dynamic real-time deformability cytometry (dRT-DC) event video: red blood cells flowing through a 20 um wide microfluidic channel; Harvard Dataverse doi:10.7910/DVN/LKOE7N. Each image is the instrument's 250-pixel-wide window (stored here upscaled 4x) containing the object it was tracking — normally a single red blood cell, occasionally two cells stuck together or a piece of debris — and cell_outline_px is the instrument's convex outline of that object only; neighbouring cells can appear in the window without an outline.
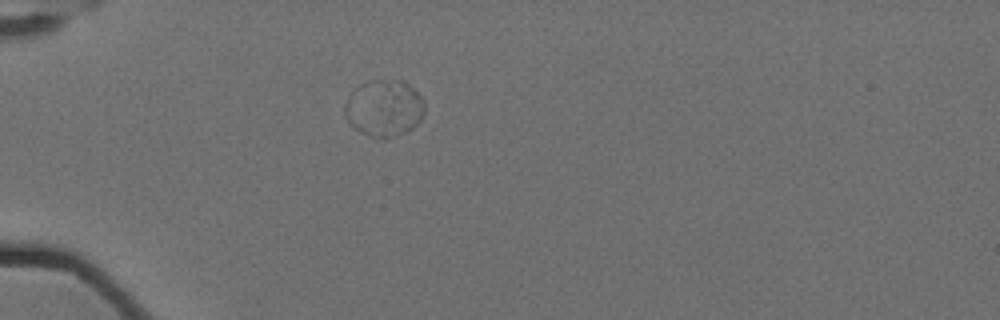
{"species": "Egyptian fruit bat (a non-hibernating species)", "species_latin": "Rousettus aegyptiacus", "temperature_condition": "cold", "stored_images_in_passage": 6, "camera_frame_rate_fps": 3000, "um_per_image_px": 0.085, "animal": {"sex": "female"}, "frame": {"image": 1, "passage_image": 5, "time_ms": 1.333, "image_size_px": [1000, 320], "cell_outline_px": [[424, 116], [412, 128], [388, 140], [376, 140], [352, 128], [348, 124], [344, 116], [344, 104], [348, 96], [360, 84], [368, 80], [404, 80], [424, 100]], "centroid_in_image_um": [32.61, 9.23], "position_along_channel_um": 52.4, "area_um2": 27.05}}